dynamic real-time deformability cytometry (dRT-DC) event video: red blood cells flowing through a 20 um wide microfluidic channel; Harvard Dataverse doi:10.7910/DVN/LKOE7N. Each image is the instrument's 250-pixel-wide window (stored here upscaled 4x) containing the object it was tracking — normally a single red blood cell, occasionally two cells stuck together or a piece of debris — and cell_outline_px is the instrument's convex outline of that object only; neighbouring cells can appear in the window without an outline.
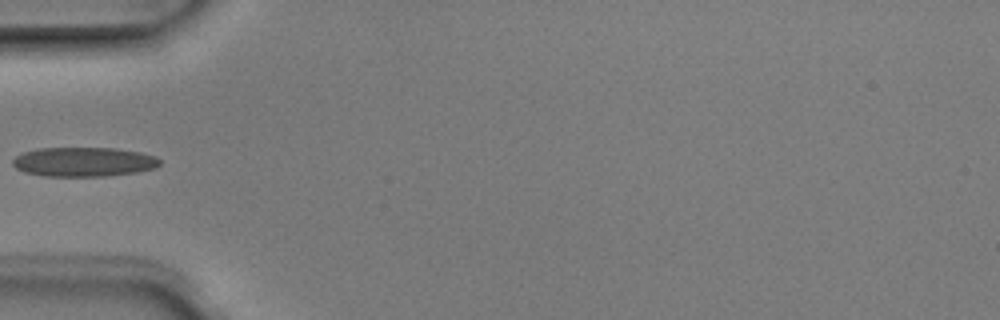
{"species": "Egyptian fruit bat (a non-hibernating species)", "species_latin": "Rousettus aegyptiacus", "temperature_condition": "room temperature", "stored_images_in_passage": 4, "camera_frame_rate_fps": 3000, "um_per_image_px": 0.085, "animal": {"sex": "male"}, "frame": {"image": 1, "passage_image": 4, "time_ms": 1.0, "image_size_px": [1000, 320], "cell_outline_px": [[160, 164], [156, 168], [136, 172], [104, 176], [44, 176], [24, 172], [16, 168], [12, 164], [12, 160], [16, 156], [24, 152], [36, 148], [116, 148], [140, 152], [156, 156], [160, 160]], "centroid_in_image_um": [7.11, 13.75], "position_along_channel_um": 77.9, "area_um2": 25.26}}